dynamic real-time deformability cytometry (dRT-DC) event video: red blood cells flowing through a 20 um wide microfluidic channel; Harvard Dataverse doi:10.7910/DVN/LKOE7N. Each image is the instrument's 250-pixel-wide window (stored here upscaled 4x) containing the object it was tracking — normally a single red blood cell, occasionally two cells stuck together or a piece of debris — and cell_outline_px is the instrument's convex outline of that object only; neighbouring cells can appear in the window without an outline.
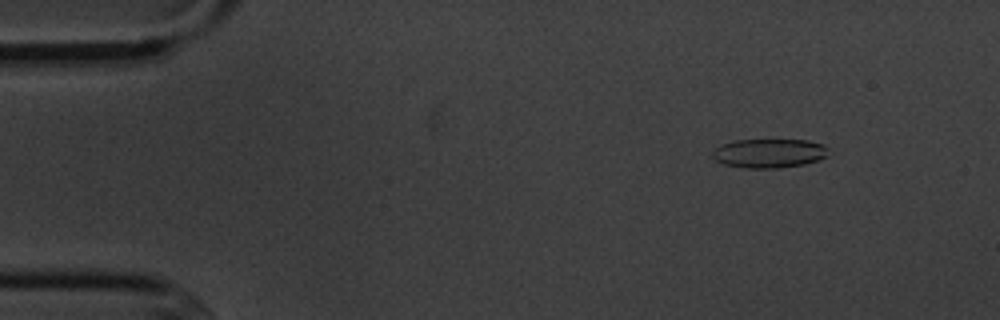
{"species": "common noctule bat (a hibernating species)", "species_latin": "Nyctalus noctula", "temperature_condition": "cold", "stored_images_in_passage": 4, "camera_frame_rate_fps": 3000, "um_per_image_px": 0.085, "animal": {"sex": "male", "body_mass_g": 20.1, "forearm_length_mm": 53.5}, "frame": {"image": 1, "passage_image": 2, "time_ms": 1.333, "image_size_px": [1000, 320], "cell_outline_px": [[828, 156], [820, 160], [804, 164], [776, 168], [744, 168], [724, 164], [716, 160], [712, 156], [712, 152], [720, 144], [732, 140], [808, 140], [824, 144], [828, 148]], "centroid_in_image_um": [65.39, 13.02], "position_along_channel_um": 19.6, "area_um2": 19.83}}